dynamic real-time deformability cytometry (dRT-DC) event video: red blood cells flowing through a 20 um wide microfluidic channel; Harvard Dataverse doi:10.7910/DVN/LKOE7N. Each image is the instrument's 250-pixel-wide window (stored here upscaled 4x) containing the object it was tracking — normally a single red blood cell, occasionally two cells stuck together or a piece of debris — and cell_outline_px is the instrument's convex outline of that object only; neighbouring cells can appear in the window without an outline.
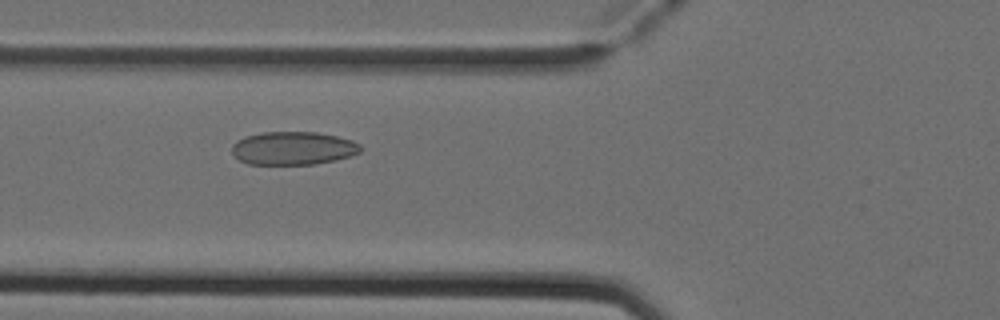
{"species": "Egyptian fruit bat (a non-hibernating species)", "species_latin": "Rousettus aegyptiacus", "temperature_condition": "cold", "stored_images_in_passage": 6, "camera_frame_rate_fps": 3000, "um_per_image_px": 0.085, "animal": {"sex": "female"}, "frame": {"image": 1, "passage_image": 4, "time_ms": 1.0, "image_size_px": [1000, 320], "cell_outline_px": [[364, 148], [360, 152], [352, 156], [336, 160], [316, 164], [248, 164], [240, 160], [232, 152], [232, 144], [236, 140], [244, 136], [264, 132], [316, 132], [336, 136], [352, 140], [360, 144]], "centroid_in_image_um": [24.94, 12.6], "position_along_channel_um": 100.9, "area_um2": 25.09}}
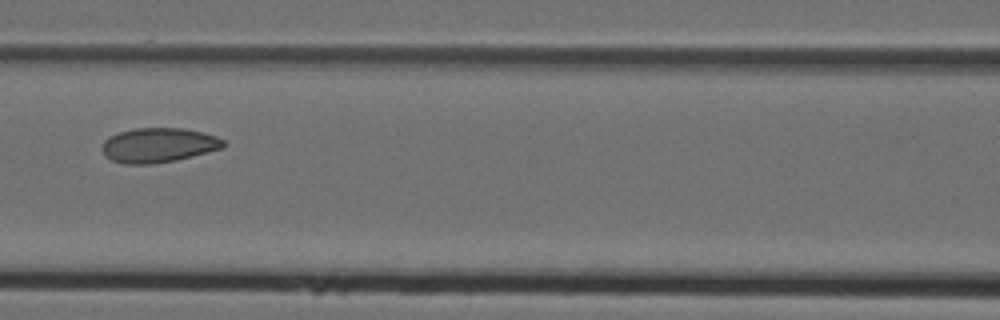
{"frame": {"image": 2, "passage_image": 5, "time_ms": 1.333, "image_size_px": [1000, 320], "cell_outline_px": [[224, 148], [176, 160], [152, 164], [124, 164], [112, 160], [104, 156], [100, 148], [104, 140], [108, 136], [132, 128], [184, 128], [216, 136], [224, 140]], "centroid_in_image_um": [13.42, 12.34], "position_along_channel_um": 153.2, "area_um2": 24.62}}
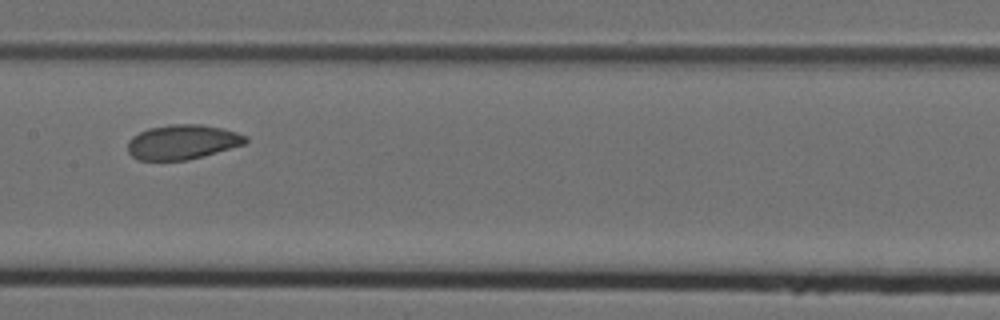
{"frame": {"image": 3, "passage_image": 6, "time_ms": 1.667, "image_size_px": [1000, 320], "cell_outline_px": [[248, 140], [244, 144], [188, 160], [140, 160], [132, 156], [128, 152], [128, 140], [132, 136], [148, 128], [176, 124], [200, 124], [220, 128], [236, 132], [248, 136]], "centroid_in_image_um": [15.49, 12.07], "position_along_channel_um": 191.9, "area_um2": 23.58}}